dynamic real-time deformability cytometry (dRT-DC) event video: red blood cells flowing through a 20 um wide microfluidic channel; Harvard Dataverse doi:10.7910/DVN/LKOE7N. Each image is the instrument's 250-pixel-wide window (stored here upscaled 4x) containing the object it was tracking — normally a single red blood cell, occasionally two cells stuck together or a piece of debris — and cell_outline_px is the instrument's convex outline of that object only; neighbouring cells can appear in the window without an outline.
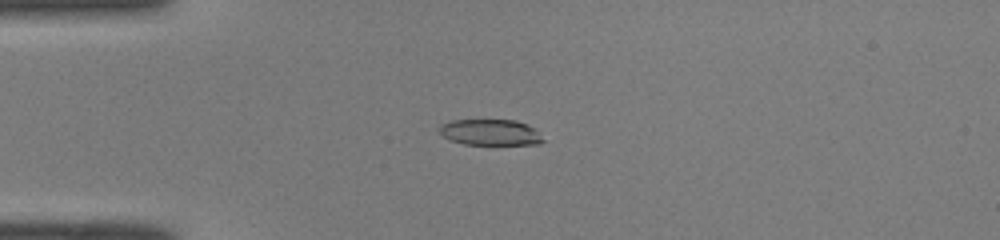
{"species": "common noctule bat (a hibernating species)", "species_latin": "Nyctalus noctula", "temperature_condition": "room temperature", "stored_images_in_passage": 41, "camera_frame_rate_fps": 3000, "um_per_image_px": 0.085, "animal": {"sex": "male", "body_mass_g": 19.0, "forearm_length_mm": 50.8}, "frame": {"image": 1, "passage_image": 4, "time_ms": 1.0, "image_size_px": [1000, 240], "cell_outline_px": [[544, 140], [540, 144], [464, 144], [452, 140], [444, 136], [440, 132], [440, 124], [452, 120], [516, 120], [528, 124]], "centroid_in_image_um": [41.67, 11.24], "position_along_channel_um": 43.3, "area_um2": 15.43}}
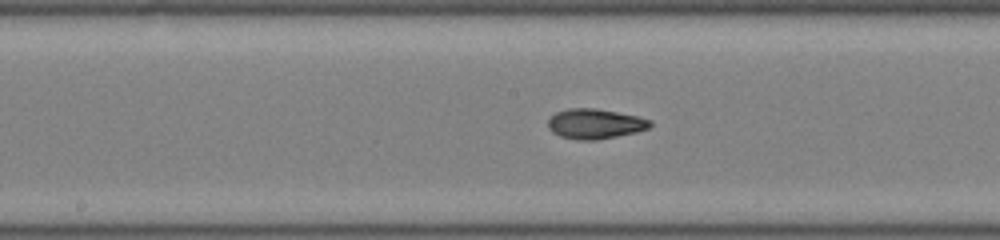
{"frame": {"image": 2, "passage_image": 17, "time_ms": 5.333, "image_size_px": [1000, 240], "cell_outline_px": [[652, 124], [648, 128], [636, 132], [596, 140], [576, 140], [560, 136], [552, 132], [548, 128], [548, 120], [556, 112], [568, 108], [596, 108], [636, 116], [652, 120]], "centroid_in_image_um": [50.55, 10.52], "position_along_channel_um": 197.6, "area_um2": 17.8}}
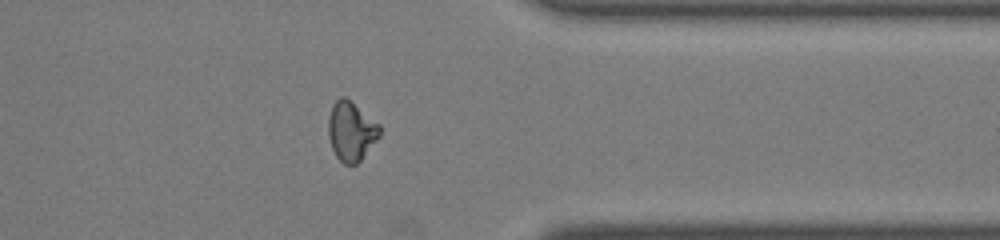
{"frame": {"image": 3, "passage_image": 31, "time_ms": 10.0, "image_size_px": [1000, 240], "cell_outline_px": [[380, 136], [360, 160], [356, 164], [344, 164], [336, 156], [332, 148], [328, 136], [328, 120], [332, 104], [340, 96], [344, 96], [380, 124]], "centroid_in_image_um": [29.84, 11.14], "position_along_channel_um": 381.6, "area_um2": 17.63}, "authors_computed_cell_mechanics": {"area_um2": 17.4556, "velocity_mm_per_s": 4.1048, "shape_relaxation_time_tau1_ms": null, "shape_relaxation_time_tau2_ms": 2.3471, "deformation_change_tau1": null, "deformation_change_tau2": 0.0763}}